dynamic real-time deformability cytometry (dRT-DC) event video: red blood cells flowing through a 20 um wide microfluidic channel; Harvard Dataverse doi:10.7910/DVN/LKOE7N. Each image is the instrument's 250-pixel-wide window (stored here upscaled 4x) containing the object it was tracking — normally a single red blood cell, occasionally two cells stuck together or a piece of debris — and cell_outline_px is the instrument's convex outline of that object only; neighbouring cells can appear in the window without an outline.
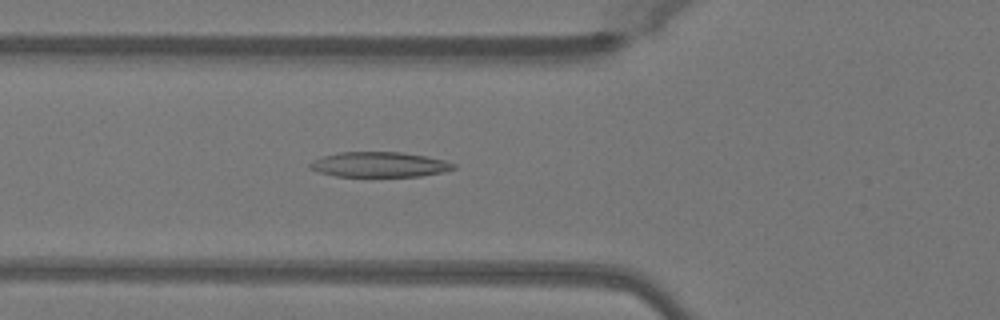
{"species": "Egyptian fruit bat (a non-hibernating species)", "species_latin": "Rousettus aegyptiacus", "temperature_condition": "warm", "stored_images_in_passage": 38, "camera_frame_rate_fps": 3000, "um_per_image_px": 0.085, "animal": {"sex": "female"}, "frame": {"image": 1, "passage_image": 8, "time_ms": 2.333, "image_size_px": [1000, 320], "cell_outline_px": [[456, 168], [444, 172], [420, 176], [336, 176], [320, 172], [308, 168], [308, 164], [324, 156], [336, 152], [400, 152], [424, 156], [444, 160], [456, 164]], "centroid_in_image_um": [32.26, 13.98], "position_along_channel_um": 93.5, "area_um2": 20.87}}
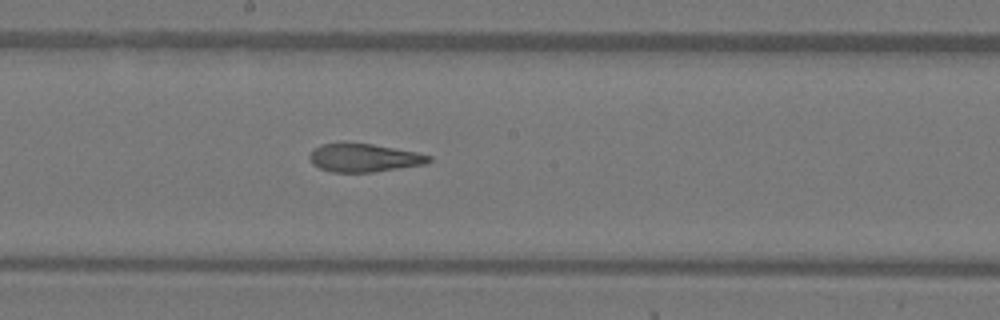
{"frame": {"image": 2, "passage_image": 17, "time_ms": 5.333, "image_size_px": [1000, 320], "cell_outline_px": [[432, 160], [424, 164], [372, 172], [332, 172], [320, 168], [312, 164], [308, 156], [320, 144], [344, 140], [372, 144], [416, 152], [432, 156]], "centroid_in_image_um": [30.89, 13.38], "position_along_channel_um": 217.3, "area_um2": 19.94}}
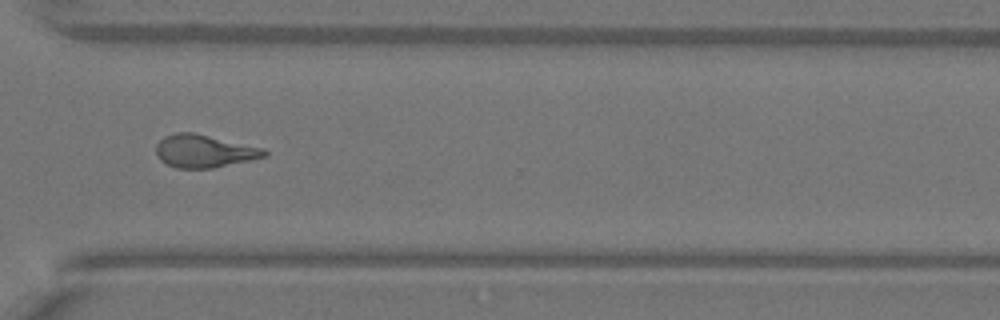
{"frame": {"image": 3, "passage_image": 27, "time_ms": 8.667, "image_size_px": [1000, 320], "cell_outline_px": [[268, 156], [212, 168], [176, 168], [160, 160], [156, 156], [156, 144], [164, 136], [176, 132], [192, 132], [264, 148], [268, 152]], "centroid_in_image_um": [17.34, 12.84], "position_along_channel_um": 353.3, "area_um2": 20.63}, "authors_computed_cell_mechanics": {"area_um2": 20.3456, "velocity_mm_per_s": 4.1011, "shape_relaxation_time_tau1_ms": 10.3341, "shape_relaxation_time_tau2_ms": 2.6189, "deformation_change_tau1": 0.3143, "deformation_change_tau2": 0.1251}}